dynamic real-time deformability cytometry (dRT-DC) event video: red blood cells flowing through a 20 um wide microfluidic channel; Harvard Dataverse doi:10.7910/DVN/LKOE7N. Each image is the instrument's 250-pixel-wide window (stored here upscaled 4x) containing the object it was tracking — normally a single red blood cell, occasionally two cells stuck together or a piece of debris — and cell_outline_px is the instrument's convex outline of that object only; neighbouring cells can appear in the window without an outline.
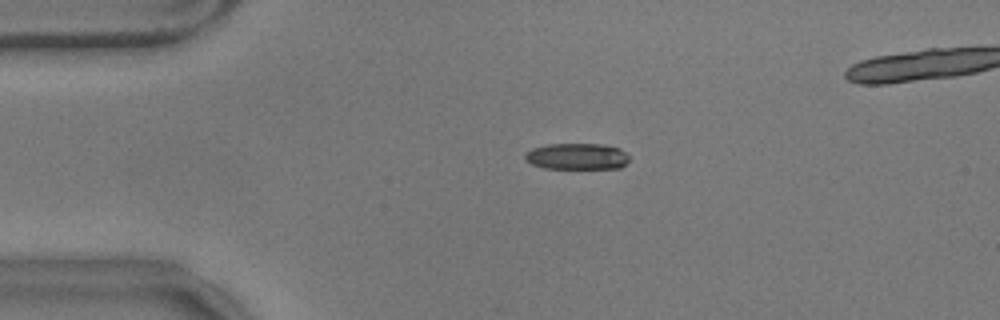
{"species": "common noctule bat (a hibernating species)", "species_latin": "Nyctalus noctula", "temperature_condition": "warm", "stored_images_in_passage": 44, "camera_frame_rate_fps": 3000, "um_per_image_px": 0.085, "animal": {"sex": "male", "body_mass_g": 17.9}, "frame": {"image": 1, "passage_image": 2, "time_ms": 0.333, "image_size_px": [1000, 320], "cell_outline_px": [[628, 160], [620, 168], [544, 168], [532, 164], [524, 160], [524, 152], [532, 148], [548, 144], [604, 144], [620, 148], [628, 156]], "centroid_in_image_um": [49.0, 13.28], "position_along_channel_um": 36.0, "area_um2": 16.01}}
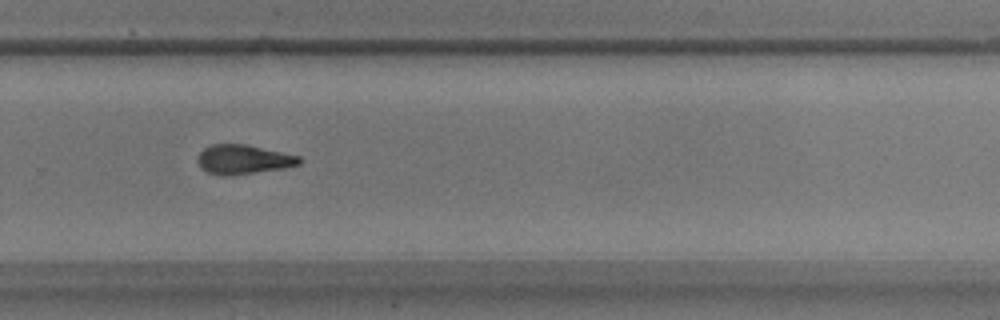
{"frame": {"image": 2, "passage_image": 28, "time_ms": 9.0, "image_size_px": [1000, 320], "cell_outline_px": [[304, 160], [300, 164], [284, 168], [228, 176], [220, 176], [208, 172], [200, 168], [196, 160], [200, 152], [204, 148], [212, 144], [244, 144], [300, 156]], "centroid_in_image_um": [20.67, 13.56], "position_along_channel_um": 309.1, "area_um2": 17.46}}
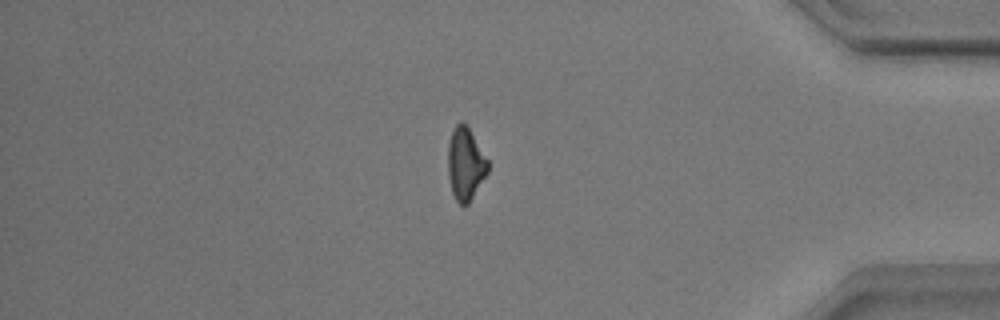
{"frame": {"image": 3, "passage_image": 38, "time_ms": 12.333, "image_size_px": [1000, 320], "cell_outline_px": [[488, 172], [468, 204], [460, 204], [456, 200], [452, 192], [448, 176], [448, 144], [452, 132], [456, 124], [460, 120], [468, 128], [488, 160]], "centroid_in_image_um": [39.55, 13.94], "position_along_channel_um": 395.6, "area_um2": 16.59}, "authors_computed_cell_mechanics": {"area_um2": 17.3111, "velocity_mm_per_s": 3.5467, "shape_relaxation_time_tau1_ms": 5.6052, "shape_relaxation_time_tau2_ms": 9.0375, "deformation_change_tau1": 0.2024, "deformation_change_tau2": 0.2006}}